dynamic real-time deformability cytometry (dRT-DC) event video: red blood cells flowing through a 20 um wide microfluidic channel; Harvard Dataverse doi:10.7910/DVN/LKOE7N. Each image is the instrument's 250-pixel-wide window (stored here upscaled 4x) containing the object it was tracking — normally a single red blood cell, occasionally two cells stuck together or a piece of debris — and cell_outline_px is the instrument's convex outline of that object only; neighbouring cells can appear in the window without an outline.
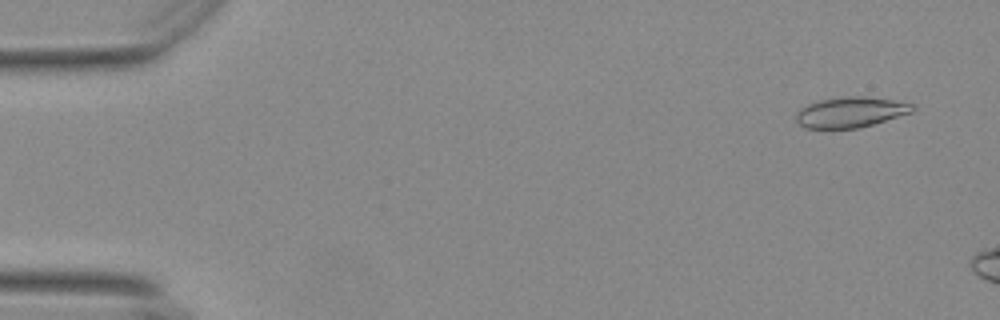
{"species": "Egyptian fruit bat (a non-hibernating species)", "species_latin": "Rousettus aegyptiacus", "temperature_condition": "warm", "stored_images_in_passage": 8, "camera_frame_rate_fps": 3000, "um_per_image_px": 0.085, "animal": {"sex": "female"}, "frame": {"image": 1, "passage_image": 3, "time_ms": 0.667, "image_size_px": [1000, 320], "cell_outline_px": [[916, 108], [912, 112], [872, 124], [856, 128], [804, 128], [796, 120], [796, 112], [800, 108], [808, 104], [820, 100], [844, 96], [864, 96], [892, 100], [916, 104]], "centroid_in_image_um": [72.3, 9.52], "position_along_channel_um": 12.7, "area_um2": 20.58}}